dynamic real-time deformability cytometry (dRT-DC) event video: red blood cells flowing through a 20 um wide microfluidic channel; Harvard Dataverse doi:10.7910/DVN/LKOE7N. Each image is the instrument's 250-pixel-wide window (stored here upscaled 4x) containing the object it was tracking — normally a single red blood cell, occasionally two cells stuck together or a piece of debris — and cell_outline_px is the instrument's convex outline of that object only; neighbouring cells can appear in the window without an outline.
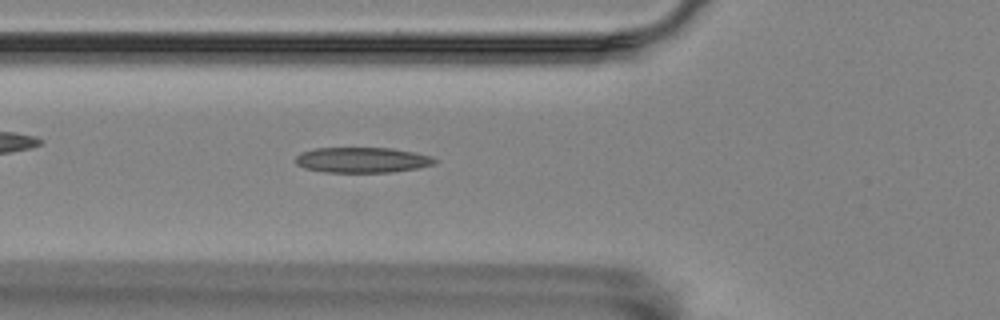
{"species": "Egyptian fruit bat (a non-hibernating species)", "species_latin": "Rousettus aegyptiacus", "temperature_condition": "room temperature", "stored_images_in_passage": 55, "camera_frame_rate_fps": 3000, "um_per_image_px": 0.085, "animal": {"sex": "female"}, "frame": {"image": 1, "passage_image": 19, "time_ms": 6.0, "image_size_px": [1000, 320], "cell_outline_px": [[436, 164], [420, 168], [392, 172], [324, 172], [304, 168], [296, 164], [296, 156], [300, 152], [316, 148], [392, 148], [432, 156], [436, 160]], "centroid_in_image_um": [30.79, 13.6], "position_along_channel_um": 95.0, "area_um2": 20.69}}
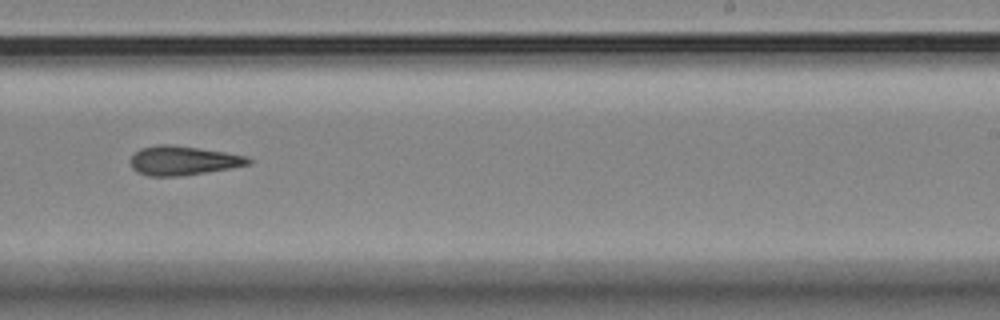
{"frame": {"image": 2, "passage_image": 34, "time_ms": 11.0, "image_size_px": [1000, 320], "cell_outline_px": [[252, 160], [248, 164], [228, 168], [180, 176], [148, 176], [136, 172], [132, 168], [128, 160], [140, 148], [156, 144], [172, 144], [224, 152], [248, 156]], "centroid_in_image_um": [15.49, 13.64], "position_along_channel_um": 273.5, "area_um2": 20.0}}
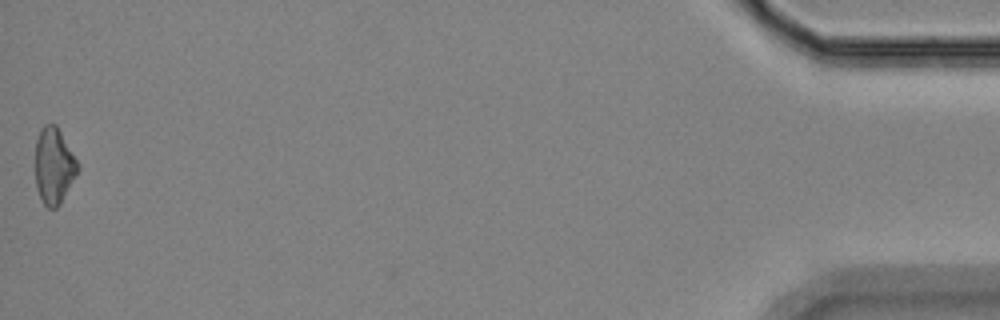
{"frame": {"image": 3, "passage_image": 55, "time_ms": 18.0, "image_size_px": [1000, 320], "cell_outline_px": [[80, 168], [60, 204], [56, 208], [48, 208], [44, 204], [36, 188], [36, 140], [40, 128], [44, 124], [56, 124], [80, 164]], "centroid_in_image_um": [4.59, 14.08], "position_along_channel_um": 430.6, "area_um2": 18.9}, "authors_computed_cell_mechanics": {"area_um2": 20.1722, "velocity_mm_per_s": 3.5606, "shape_relaxation_time_tau1_ms": 6.1958, "shape_relaxation_time_tau2_ms": 3.8022, "deformation_change_tau1": 0.1515, "deformation_change_tau2": 0.1405}}